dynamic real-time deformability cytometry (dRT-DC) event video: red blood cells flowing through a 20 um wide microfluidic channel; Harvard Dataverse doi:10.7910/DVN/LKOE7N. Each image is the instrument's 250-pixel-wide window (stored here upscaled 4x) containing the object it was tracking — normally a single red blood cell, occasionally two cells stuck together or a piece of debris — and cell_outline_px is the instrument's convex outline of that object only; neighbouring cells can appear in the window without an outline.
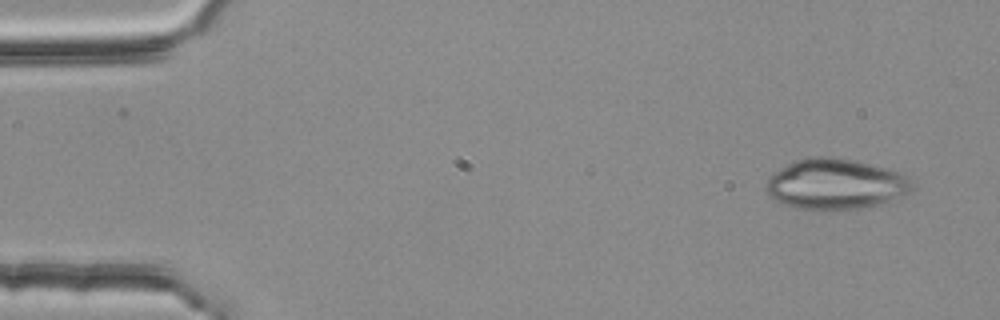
{"species": "common noctule bat (a hibernating species)", "species_latin": "Nyctalus noctula", "temperature_condition": "room temperature", "stored_images_in_passage": 4, "segment_of_instrument_passage": [2, 2], "camera_frame_rate_fps": 3000, "um_per_image_px": 0.085, "animal": {"sex": "female", "body_mass_g": 25.1}, "frame": {"image": 1, "passage_image": 4, "time_ms": 1.0, "image_size_px": [1000, 320], "cell_outline_px": [[916, 188], [908, 192], [888, 200], [876, 204], [856, 208], [796, 208], [776, 200], [764, 188], [764, 184], [780, 168], [796, 160], [812, 156], [824, 156], [856, 160], [900, 172], [916, 180]], "centroid_in_image_um": [71.06, 15.61], "position_along_channel_um": 13.9, "area_um2": 42.31}}